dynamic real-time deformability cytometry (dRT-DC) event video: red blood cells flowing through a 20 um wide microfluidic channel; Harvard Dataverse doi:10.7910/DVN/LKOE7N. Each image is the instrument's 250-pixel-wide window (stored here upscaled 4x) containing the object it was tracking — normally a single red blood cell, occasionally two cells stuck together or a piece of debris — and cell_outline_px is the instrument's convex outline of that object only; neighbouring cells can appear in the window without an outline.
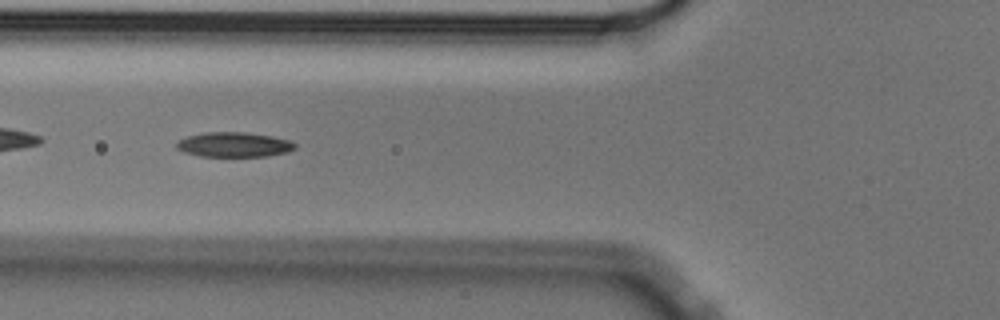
{"species": "Egyptian fruit bat (a non-hibernating species)", "species_latin": "Rousettus aegyptiacus", "temperature_condition": "cold", "stored_images_in_passage": 42, "camera_frame_rate_fps": 3000, "um_per_image_px": 0.085, "animal": {"sex": "male"}, "frame": {"image": 1, "passage_image": 7, "time_ms": 2.0, "image_size_px": [1000, 320], "cell_outline_px": [[296, 148], [288, 152], [268, 156], [200, 156], [184, 152], [176, 148], [176, 144], [180, 140], [188, 136], [204, 132], [244, 132], [272, 136], [292, 140], [296, 144]], "centroid_in_image_um": [19.93, 12.29], "position_along_channel_um": 105.9, "area_um2": 17.17}}
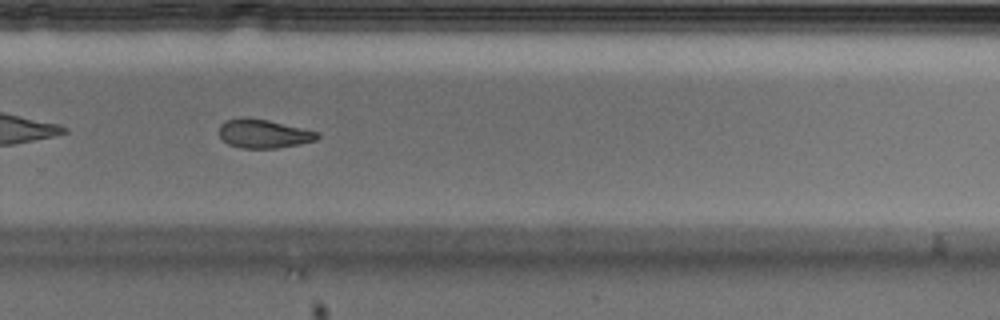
{"frame": {"image": 2, "passage_image": 24, "time_ms": 7.667, "image_size_px": [1000, 320], "cell_outline_px": [[320, 136], [316, 140], [300, 144], [276, 148], [240, 148], [228, 144], [220, 136], [220, 124], [228, 120], [268, 120], [320, 132]], "centroid_in_image_um": [22.48, 11.41], "position_along_channel_um": 307.3, "area_um2": 15.9}}